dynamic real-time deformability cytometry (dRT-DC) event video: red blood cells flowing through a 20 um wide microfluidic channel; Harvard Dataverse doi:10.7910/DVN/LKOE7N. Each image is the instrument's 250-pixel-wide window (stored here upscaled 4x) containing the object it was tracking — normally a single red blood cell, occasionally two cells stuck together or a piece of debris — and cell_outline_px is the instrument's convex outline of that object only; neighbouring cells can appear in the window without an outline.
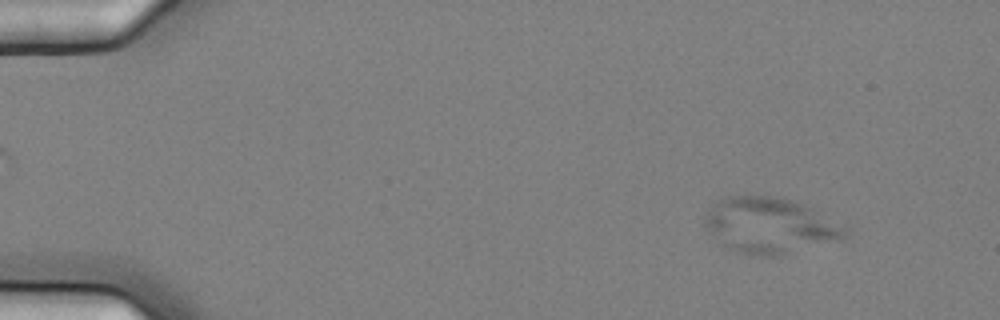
{"species": "common noctule bat (a hibernating species)", "species_latin": "Nyctalus noctula", "temperature_condition": "cold", "stored_images_in_passage": 5, "camera_frame_rate_fps": 3000, "um_per_image_px": 0.085, "animal": {"sex": "female", "body_mass_g": 25.1}, "frame": {"image": 1, "passage_image": 2, "time_ms": 0.333, "image_size_px": [1000, 320], "cell_outline_px": [[848, 228], [844, 240], [776, 256], [752, 256], [736, 252], [724, 248], [704, 224], [704, 220], [712, 200], [728, 196], [768, 196], [792, 200], [804, 204], [812, 208]], "centroid_in_image_um": [65.42, 19.18], "position_along_channel_um": 19.6, "area_um2": 46.01}}